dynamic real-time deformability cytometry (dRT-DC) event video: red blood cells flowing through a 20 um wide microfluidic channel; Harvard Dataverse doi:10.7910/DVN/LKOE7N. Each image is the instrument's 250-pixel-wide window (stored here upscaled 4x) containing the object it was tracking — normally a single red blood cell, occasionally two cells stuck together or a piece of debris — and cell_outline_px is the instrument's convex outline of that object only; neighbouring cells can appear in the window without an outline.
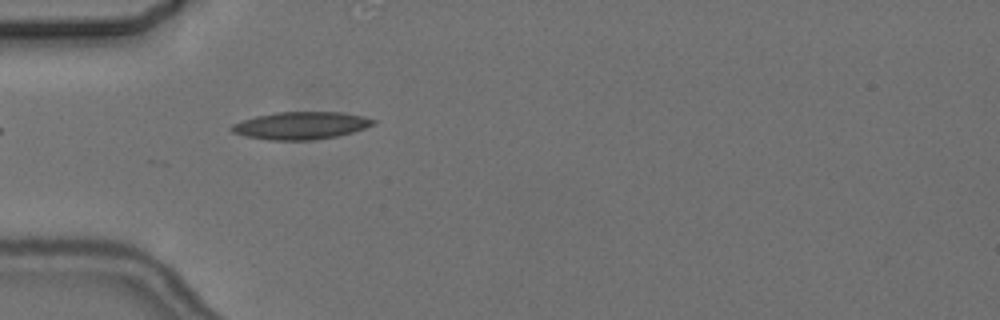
{"species": "common noctule bat (a hibernating species)", "species_latin": "Nyctalus noctula", "temperature_condition": "cold", "stored_images_in_passage": 5, "camera_frame_rate_fps": 3000, "um_per_image_px": 0.085, "animal": {"sex": "female", "body_mass_g": 24.6, "forearm_length_mm": 56.2}, "frame": {"image": 1, "passage_image": 5, "time_ms": 5.667, "image_size_px": [1000, 320], "cell_outline_px": [[376, 124], [352, 132], [336, 136], [316, 140], [268, 140], [244, 136], [232, 132], [228, 128], [232, 124], [256, 116], [276, 112], [340, 112], [360, 116], [376, 120]], "centroid_in_image_um": [25.54, 10.68], "position_along_channel_um": 59.5, "area_um2": 22.66}}